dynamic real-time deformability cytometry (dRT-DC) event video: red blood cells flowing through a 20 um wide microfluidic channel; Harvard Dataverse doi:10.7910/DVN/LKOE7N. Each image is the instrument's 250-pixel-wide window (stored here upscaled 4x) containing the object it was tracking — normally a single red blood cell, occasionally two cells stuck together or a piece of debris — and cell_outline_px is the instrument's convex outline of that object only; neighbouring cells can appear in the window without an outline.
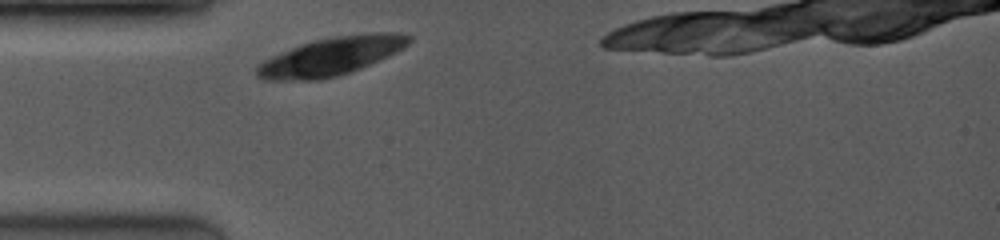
{"species": "common noctule bat (a hibernating species)", "species_latin": "Nyctalus noctula", "temperature_condition": "room temperature", "stored_images_in_passage": 6, "camera_frame_rate_fps": 3500, "um_per_image_px": 0.085, "animal": {"sex": "female", "body_mass_g": 19.0, "forearm_length_mm": 53.3}, "frame": {"image": 1, "passage_image": 1, "time_ms": 0.0, "image_size_px": [1000, 240], "cell_outline_px": [[412, 40], [404, 48], [396, 52], [360, 68], [336, 76], [320, 80], [264, 80], [256, 76], [256, 68], [264, 60], [280, 52], [312, 40], [332, 36], [372, 32], [396, 32], [412, 36]], "centroid_in_image_um": [28.15, 4.77], "position_along_channel_um": 56.8, "area_um2": 33.81}}
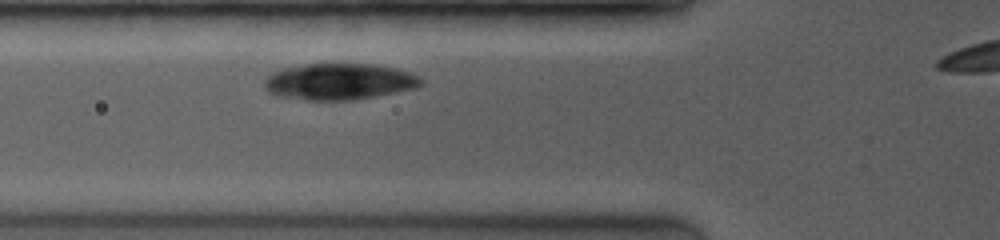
{"frame": {"image": 2, "passage_image": 4, "time_ms": 1.143, "image_size_px": [1000, 240], "cell_outline_px": [[424, 80], [416, 88], [396, 92], [352, 100], [308, 100], [276, 96], [268, 92], [264, 84], [264, 80], [272, 72], [284, 68], [308, 64], [372, 64], [396, 68], [408, 72]], "centroid_in_image_um": [28.8, 6.94], "position_along_channel_um": 97.0, "area_um2": 33.0}}